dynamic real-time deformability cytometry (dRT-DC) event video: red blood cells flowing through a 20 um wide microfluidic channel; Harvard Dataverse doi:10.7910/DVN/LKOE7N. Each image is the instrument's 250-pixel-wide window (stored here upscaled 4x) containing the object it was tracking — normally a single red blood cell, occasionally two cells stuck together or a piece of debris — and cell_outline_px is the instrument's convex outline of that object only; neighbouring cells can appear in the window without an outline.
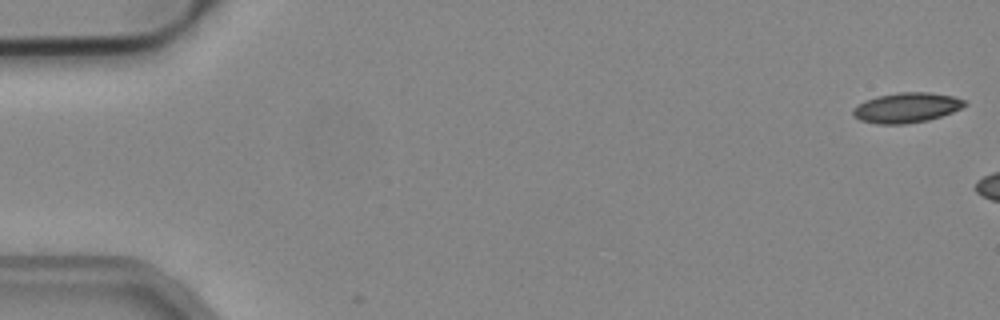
{"species": "common noctule bat (a hibernating species)", "species_latin": "Nyctalus noctula", "temperature_condition": "cold", "stored_images_in_passage": 8, "camera_frame_rate_fps": 3000, "um_per_image_px": 0.085, "animal": {"sex": "male", "body_mass_g": 19.2, "forearm_length_mm": 51.8}, "frame": {"image": 1, "passage_image": 1, "time_ms": 0.0, "image_size_px": [1000, 320], "cell_outline_px": [[968, 104], [952, 112], [928, 120], [904, 124], [876, 124], [860, 120], [852, 116], [852, 108], [864, 100], [876, 96], [900, 92], [928, 92], [952, 96], [964, 100]], "centroid_in_image_um": [77.0, 9.15], "position_along_channel_um": 8.0, "area_um2": 19.59}}